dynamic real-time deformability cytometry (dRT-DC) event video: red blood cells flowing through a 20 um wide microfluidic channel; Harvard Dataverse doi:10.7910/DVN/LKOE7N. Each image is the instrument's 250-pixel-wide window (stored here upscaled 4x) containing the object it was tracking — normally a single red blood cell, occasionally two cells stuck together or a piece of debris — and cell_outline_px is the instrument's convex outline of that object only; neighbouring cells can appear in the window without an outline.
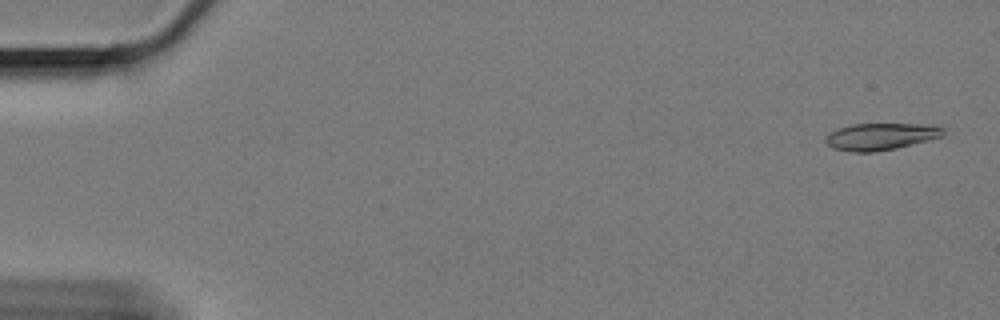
{"species": "Egyptian fruit bat (a non-hibernating species)", "species_latin": "Rousettus aegyptiacus", "temperature_condition": "cold", "stored_images_in_passage": 56, "camera_frame_rate_fps": 3000, "um_per_image_px": 0.085, "animal": {"sex": "female"}, "frame": {"image": 1, "passage_image": 1, "time_ms": 0.0, "image_size_px": [1000, 320], "cell_outline_px": [[944, 132], [940, 136], [928, 140], [896, 148], [872, 152], [848, 152], [832, 148], [824, 140], [832, 132], [840, 128], [852, 124], [920, 124], [944, 128]], "centroid_in_image_um": [74.82, 11.61], "position_along_channel_um": 10.2, "area_um2": 18.09}}
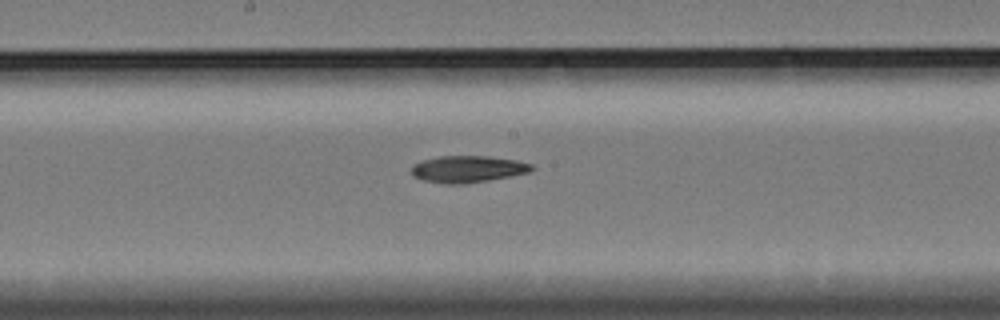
{"frame": {"image": 2, "passage_image": 31, "time_ms": 10.0, "image_size_px": [1000, 320], "cell_outline_px": [[536, 168], [528, 172], [488, 180], [464, 184], [444, 184], [424, 180], [416, 176], [412, 172], [412, 168], [416, 164], [424, 160], [440, 156], [488, 156], [516, 160], [532, 164]], "centroid_in_image_um": [39.8, 14.37], "position_along_channel_um": 208.4, "area_um2": 18.44}}
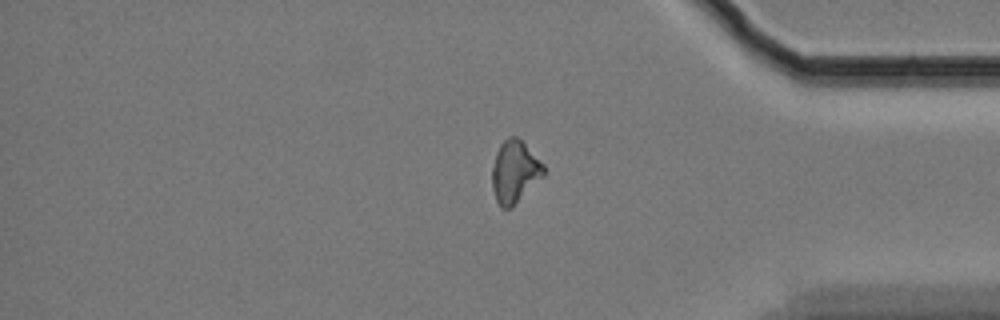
{"frame": {"image": 3, "passage_image": 49, "time_ms": 16.0, "image_size_px": [1000, 320], "cell_outline_px": [[544, 176], [512, 208], [500, 208], [496, 200], [492, 188], [492, 168], [496, 152], [500, 144], [508, 136], [516, 136], [544, 164]], "centroid_in_image_um": [43.74, 14.62], "position_along_channel_um": 391.5, "area_um2": 18.73}}